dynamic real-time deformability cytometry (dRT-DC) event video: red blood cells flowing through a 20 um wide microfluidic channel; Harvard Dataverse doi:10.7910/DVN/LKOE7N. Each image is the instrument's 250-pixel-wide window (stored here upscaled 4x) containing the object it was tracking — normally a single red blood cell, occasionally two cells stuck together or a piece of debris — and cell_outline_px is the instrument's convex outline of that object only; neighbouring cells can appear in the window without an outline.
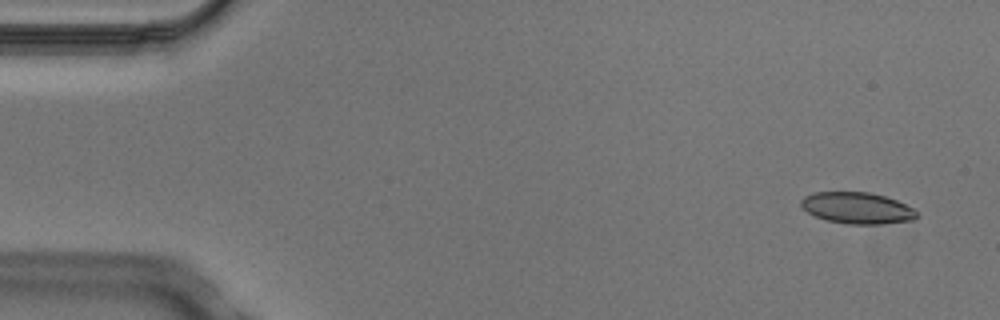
{"species": "Egyptian fruit bat (a non-hibernating species)", "species_latin": "Rousettus aegyptiacus", "temperature_condition": "cold", "stored_images_in_passage": 5, "camera_frame_rate_fps": 3000, "um_per_image_px": 0.085, "animal": {"sex": "male"}, "frame": {"image": 1, "passage_image": 1, "time_ms": 0.0, "image_size_px": [1000, 320], "cell_outline_px": [[920, 216], [912, 220], [880, 224], [848, 224], [824, 220], [800, 208], [800, 200], [804, 196], [812, 192], [868, 192], [884, 196], [896, 200], [912, 208]], "centroid_in_image_um": [72.81, 17.68], "position_along_channel_um": 12.2, "area_um2": 21.27}}
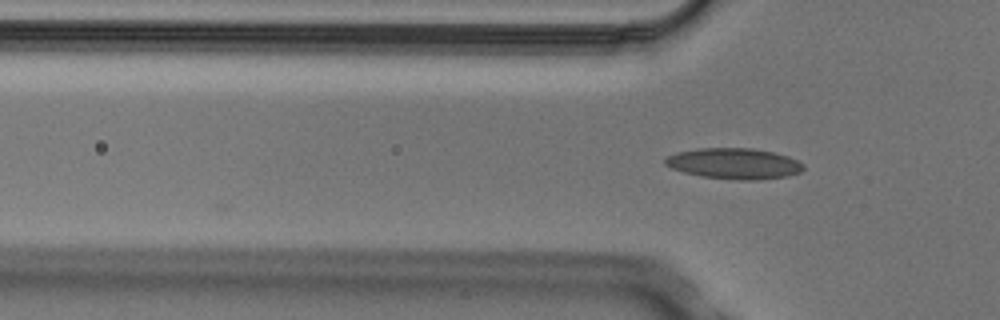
{"frame": {"image": 2, "passage_image": 4, "time_ms": 1.0, "image_size_px": [1000, 320], "cell_outline_px": [[804, 168], [800, 172], [788, 176], [760, 180], [740, 180], [700, 176], [684, 172], [672, 168], [664, 164], [664, 160], [668, 156], [676, 152], [700, 148], [752, 148], [772, 152], [788, 156], [804, 164]], "centroid_in_image_um": [62.41, 13.9], "position_along_channel_um": 63.4, "area_um2": 24.85}}
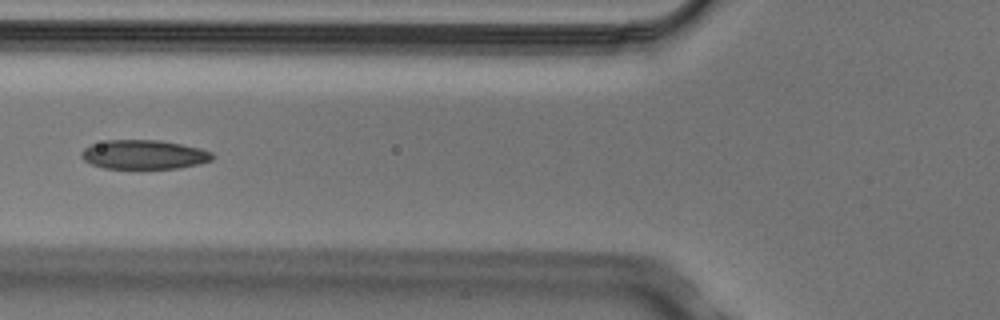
{"frame": {"image": 3, "passage_image": 5, "time_ms": 1.333, "image_size_px": [1000, 320], "cell_outline_px": [[216, 156], [212, 160], [200, 164], [180, 168], [104, 168], [92, 164], [84, 160], [80, 156], [80, 152], [84, 148], [92, 144], [108, 140], [160, 140], [200, 148], [212, 152]], "centroid_in_image_um": [12.26, 13.14], "position_along_channel_um": 113.5, "area_um2": 22.31}}